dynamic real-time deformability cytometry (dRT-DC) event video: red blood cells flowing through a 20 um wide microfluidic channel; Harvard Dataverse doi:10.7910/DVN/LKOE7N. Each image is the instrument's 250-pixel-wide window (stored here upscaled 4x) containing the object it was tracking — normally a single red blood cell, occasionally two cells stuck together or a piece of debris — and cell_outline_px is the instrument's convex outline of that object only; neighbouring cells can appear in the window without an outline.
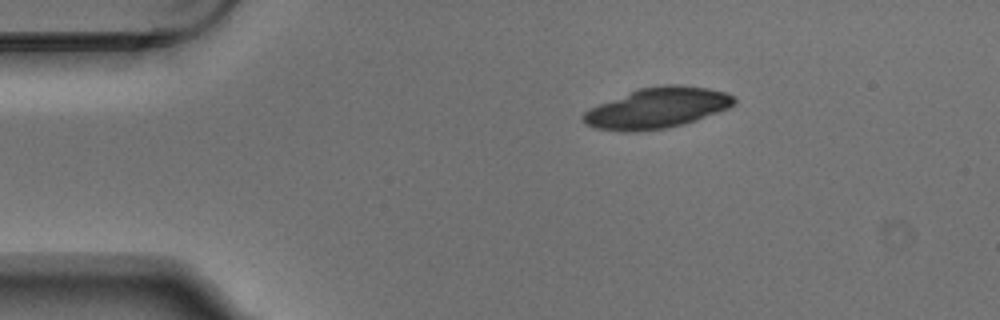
{"species": "Egyptian fruit bat (a non-hibernating species)", "species_latin": "Rousettus aegyptiacus", "temperature_condition": "warm", "stored_images_in_passage": 4, "camera_frame_rate_fps": 3000, "um_per_image_px": 0.085, "animal": {"sex": "male"}, "frame": {"image": 1, "passage_image": 1, "time_ms": 0.0, "image_size_px": [1000, 320], "cell_outline_px": [[736, 100], [728, 108], [696, 120], [684, 124], [664, 128], [636, 132], [628, 132], [596, 128], [584, 124], [580, 116], [584, 112], [600, 104], [640, 88], [664, 84], [676, 84], [708, 88], [728, 92]], "centroid_in_image_um": [55.86, 9.18], "position_along_channel_um": 29.1, "area_um2": 35.37}}